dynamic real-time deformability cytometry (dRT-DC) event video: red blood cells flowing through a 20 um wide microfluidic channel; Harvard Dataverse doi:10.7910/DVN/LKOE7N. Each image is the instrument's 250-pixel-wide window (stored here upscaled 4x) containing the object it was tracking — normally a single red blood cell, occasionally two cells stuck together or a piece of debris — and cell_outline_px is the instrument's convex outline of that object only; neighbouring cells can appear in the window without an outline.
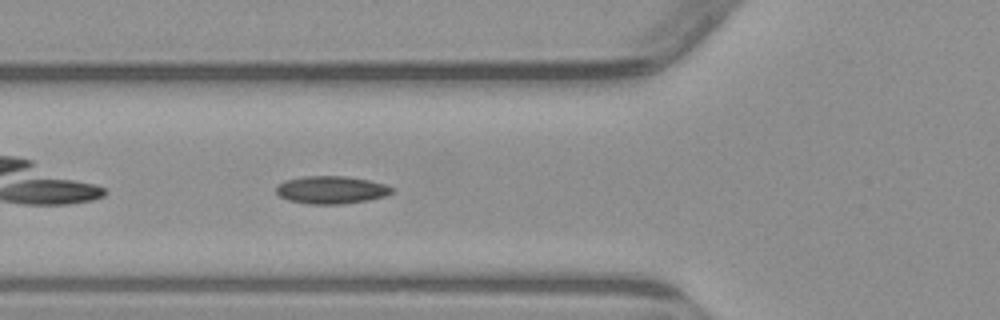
{"species": "common noctule bat (a hibernating species)", "species_latin": "Nyctalus noctula", "temperature_condition": "warm", "stored_images_in_passage": 5, "camera_frame_rate_fps": 3000, "um_per_image_px": 0.085, "animal": {"sex": "male", "body_mass_g": 23.1, "forearm_length_mm": 52.7}, "frame": {"image": 1, "passage_image": 5, "time_ms": 6.333, "image_size_px": [1000, 320], "cell_outline_px": [[396, 188], [392, 192], [384, 196], [368, 200], [344, 204], [308, 204], [288, 200], [280, 196], [276, 192], [276, 184], [284, 180], [304, 176], [344, 176], [368, 180], [384, 184]], "centroid_in_image_um": [28.13, 16.14], "position_along_channel_um": 97.7, "area_um2": 18.79}}